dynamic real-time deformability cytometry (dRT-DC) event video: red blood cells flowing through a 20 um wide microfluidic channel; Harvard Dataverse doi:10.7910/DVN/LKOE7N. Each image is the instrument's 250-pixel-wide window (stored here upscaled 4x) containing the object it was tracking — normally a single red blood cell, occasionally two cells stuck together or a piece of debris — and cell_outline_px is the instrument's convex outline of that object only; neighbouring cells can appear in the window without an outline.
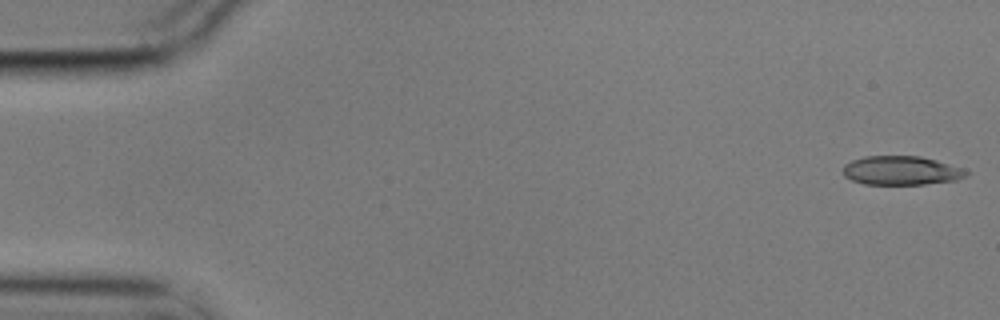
{"species": "common noctule bat (a hibernating species)", "species_latin": "Nyctalus noctula", "temperature_condition": "cold", "stored_images_in_passage": 9, "camera_frame_rate_fps": 3000, "um_per_image_px": 0.085, "animal": {"sex": "male", "body_mass_g": 17.9}, "frame": {"image": 1, "passage_image": 1, "time_ms": 0.0, "image_size_px": [1000, 320], "cell_outline_px": [[972, 172], [956, 180], [924, 184], [864, 184], [852, 180], [844, 176], [844, 164], [852, 160], [864, 156], [920, 156], [936, 160], [964, 168]], "centroid_in_image_um": [76.62, 14.49], "position_along_channel_um": 8.4, "area_um2": 20.81}}